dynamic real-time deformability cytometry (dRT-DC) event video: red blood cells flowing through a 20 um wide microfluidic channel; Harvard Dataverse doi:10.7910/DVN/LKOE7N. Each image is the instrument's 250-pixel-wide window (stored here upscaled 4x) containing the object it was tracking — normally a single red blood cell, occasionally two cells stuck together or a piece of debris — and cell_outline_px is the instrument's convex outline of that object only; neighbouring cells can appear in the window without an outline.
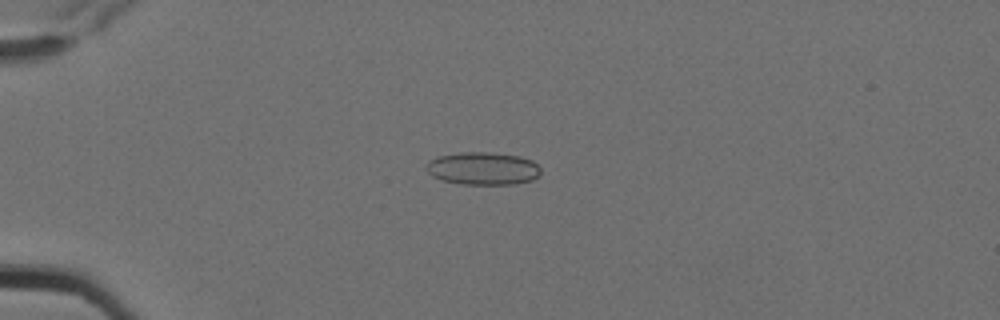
{"species": "Egyptian fruit bat (a non-hibernating species)", "species_latin": "Rousettus aegyptiacus", "temperature_condition": "cold", "stored_images_in_passage": 13, "camera_frame_rate_fps": 3000, "um_per_image_px": 0.085, "animal": {"sex": "female"}, "frame": {"image": 1, "passage_image": 2, "time_ms": 0.333, "image_size_px": [1000, 320], "cell_outline_px": [[540, 172], [532, 180], [516, 184], [460, 184], [444, 180], [432, 176], [424, 168], [424, 164], [428, 160], [440, 156], [460, 152], [488, 152], [520, 156], [532, 160], [540, 168]], "centroid_in_image_um": [41.01, 14.31], "position_along_channel_um": 44.0, "area_um2": 21.91}}
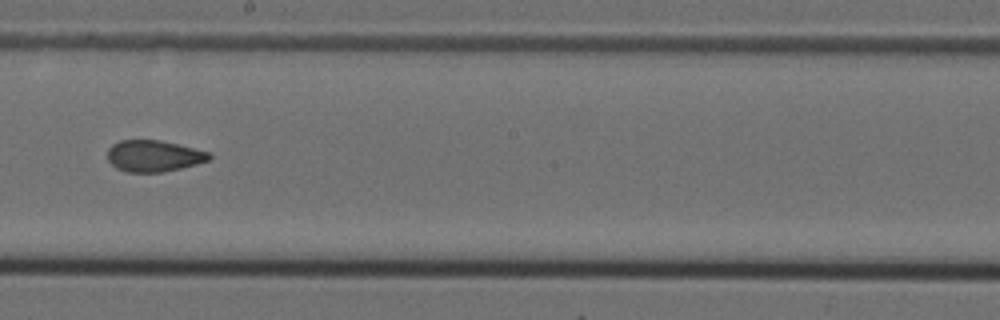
{"frame": {"image": 2, "passage_image": 7, "time_ms": 2.0, "image_size_px": [1000, 320], "cell_outline_px": [[212, 156], [208, 160], [196, 164], [164, 172], [128, 172], [116, 168], [108, 160], [108, 148], [112, 144], [120, 140], [160, 140], [208, 152]], "centroid_in_image_um": [13.03, 13.26], "position_along_channel_um": 235.2, "area_um2": 18.44}}
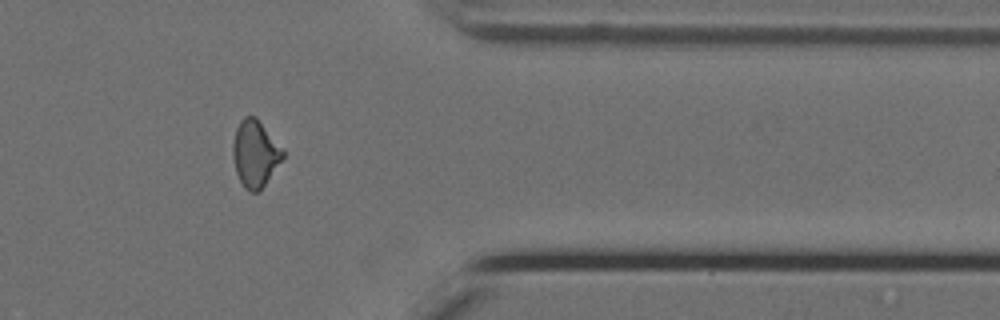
{"frame": {"image": 3, "passage_image": 11, "time_ms": 3.333, "image_size_px": [1000, 320], "cell_outline_px": [[284, 156], [260, 192], [252, 192], [244, 188], [236, 172], [232, 156], [232, 144], [236, 128], [240, 120], [244, 116], [256, 116], [284, 148]], "centroid_in_image_um": [21.69, 13.04], "position_along_channel_um": 389.7, "area_um2": 19.71}}